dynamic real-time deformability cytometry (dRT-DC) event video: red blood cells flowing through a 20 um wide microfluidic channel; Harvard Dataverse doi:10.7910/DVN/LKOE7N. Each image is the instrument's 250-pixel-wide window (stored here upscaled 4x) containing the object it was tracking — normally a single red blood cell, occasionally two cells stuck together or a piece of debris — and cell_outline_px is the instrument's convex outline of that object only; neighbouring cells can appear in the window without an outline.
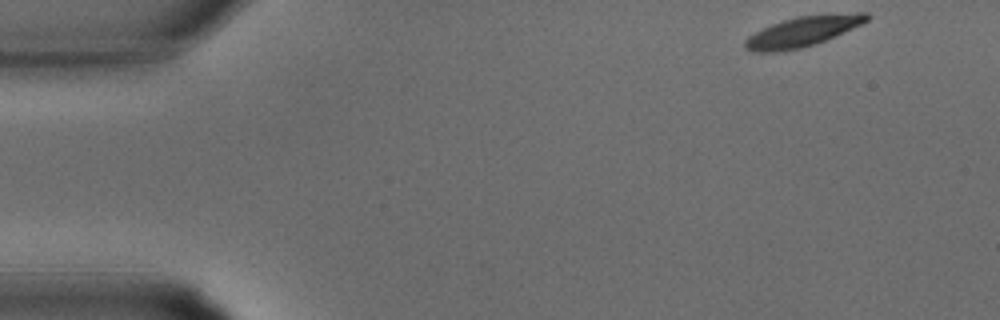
{"species": "common noctule bat (a hibernating species)", "species_latin": "Nyctalus noctula", "temperature_condition": "warm", "stored_images_in_passage": 32, "camera_frame_rate_fps": 3000, "um_per_image_px": 0.085, "animal": {"sex": "male", "body_mass_g": 15.6}, "frame": {"image": 1, "passage_image": 1, "time_ms": 0.0, "image_size_px": [1000, 320], "cell_outline_px": [[872, 16], [868, 20], [852, 28], [816, 44], [800, 48], [776, 52], [752, 52], [744, 48], [744, 40], [748, 36], [772, 24], [784, 20], [800, 16], [860, 12], [868, 12]], "centroid_in_image_um": [68.22, 2.68], "position_along_channel_um": 16.8, "area_um2": 21.1}}
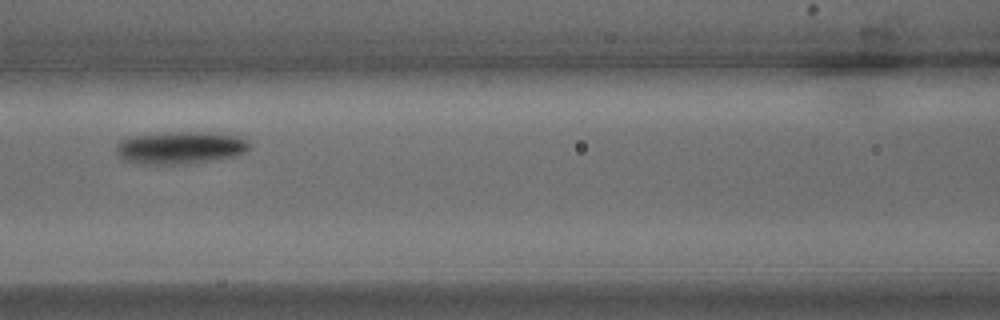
{"frame": {"image": 2, "passage_image": 13, "time_ms": 4.0, "image_size_px": [1000, 320], "cell_outline_px": [[252, 148], [236, 156], [216, 160], [188, 164], [140, 164], [120, 160], [116, 152], [116, 144], [120, 140], [132, 136], [180, 132], [204, 132], [236, 136], [244, 140]], "centroid_in_image_um": [15.28, 12.58], "position_along_channel_um": 151.3, "area_um2": 25.26}}
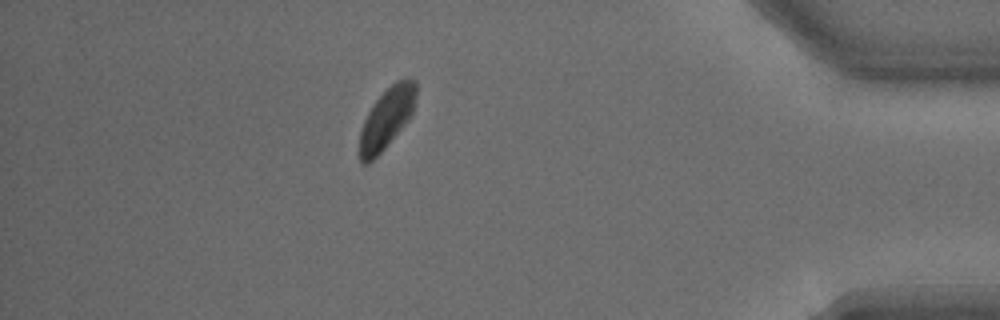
{"frame": {"image": 3, "passage_image": 28, "time_ms": 9.0, "image_size_px": [1000, 320], "cell_outline_px": [[416, 100], [412, 112], [408, 120], [384, 148], [368, 164], [364, 164], [360, 160], [360, 132], [364, 120], [372, 104], [396, 80], [416, 80]], "centroid_in_image_um": [32.86, 10.05], "position_along_channel_um": 402.3, "area_um2": 19.48}}